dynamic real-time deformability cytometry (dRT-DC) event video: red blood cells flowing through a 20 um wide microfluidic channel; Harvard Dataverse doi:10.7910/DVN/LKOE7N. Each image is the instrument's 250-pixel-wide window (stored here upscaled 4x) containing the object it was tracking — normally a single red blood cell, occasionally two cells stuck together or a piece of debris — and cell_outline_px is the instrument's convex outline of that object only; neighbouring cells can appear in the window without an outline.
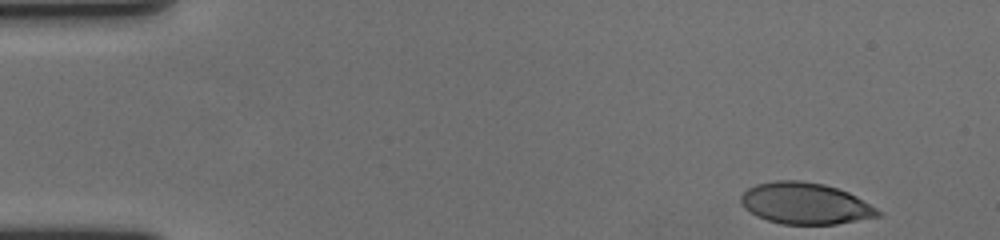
{"species": "human", "species_latin": "Homo sapiens", "temperature_condition": "cold", "stored_images_in_passage": 54, "camera_frame_rate_fps": 3000, "um_per_image_px": 0.085, "donor": {"sex": "female"}, "frame": {"image": 1, "passage_image": 1, "time_ms": 0.0, "image_size_px": [1000, 240], "cell_outline_px": [[880, 216], [836, 224], [780, 224], [756, 216], [744, 208], [740, 204], [740, 196], [748, 188], [756, 184], [776, 180], [800, 180], [824, 184], [848, 192], [856, 196], [876, 208], [880, 212]], "centroid_in_image_um": [68.4, 17.29], "position_along_channel_um": 16.6, "area_um2": 33.06}}
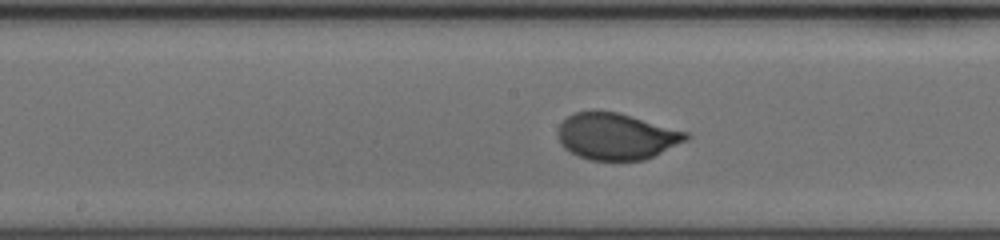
{"frame": {"image": 2, "passage_image": 26, "time_ms": 8.333, "image_size_px": [1000, 240], "cell_outline_px": [[692, 136], [688, 140], [644, 160], [588, 160], [564, 148], [560, 144], [556, 136], [556, 128], [568, 116], [576, 112], [592, 108], [620, 112], [688, 132]], "centroid_in_image_um": [52.36, 11.55], "position_along_channel_um": 195.8, "area_um2": 35.43}}
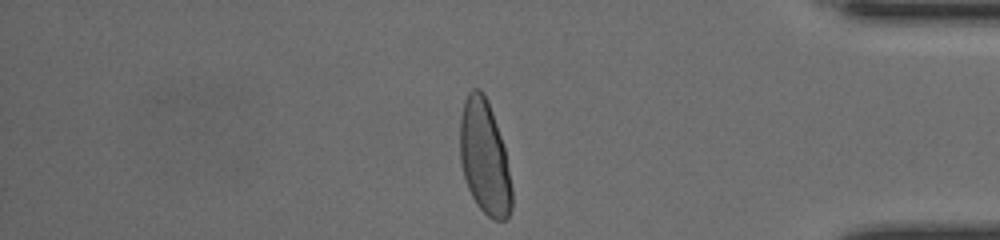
{"frame": {"image": 3, "passage_image": 45, "time_ms": 14.667, "image_size_px": [1000, 240], "cell_outline_px": [[512, 208], [508, 216], [504, 220], [492, 220], [476, 204], [468, 188], [464, 176], [460, 160], [460, 116], [464, 100], [468, 92], [472, 88], [480, 88], [484, 92], [488, 100], [504, 148], [512, 188]], "centroid_in_image_um": [41.17, 13.37], "position_along_channel_um": 394.0, "area_um2": 34.45}, "authors_computed_cell_mechanics": {"area_um2": 34.5644, "velocity_mm_per_s": 3.5674, "shape_relaxation_time_tau1_ms": 3.7848, "shape_relaxation_time_tau2_ms": null, "deformation_change_tau1": 0.1553, "deformation_change_tau2": null}}